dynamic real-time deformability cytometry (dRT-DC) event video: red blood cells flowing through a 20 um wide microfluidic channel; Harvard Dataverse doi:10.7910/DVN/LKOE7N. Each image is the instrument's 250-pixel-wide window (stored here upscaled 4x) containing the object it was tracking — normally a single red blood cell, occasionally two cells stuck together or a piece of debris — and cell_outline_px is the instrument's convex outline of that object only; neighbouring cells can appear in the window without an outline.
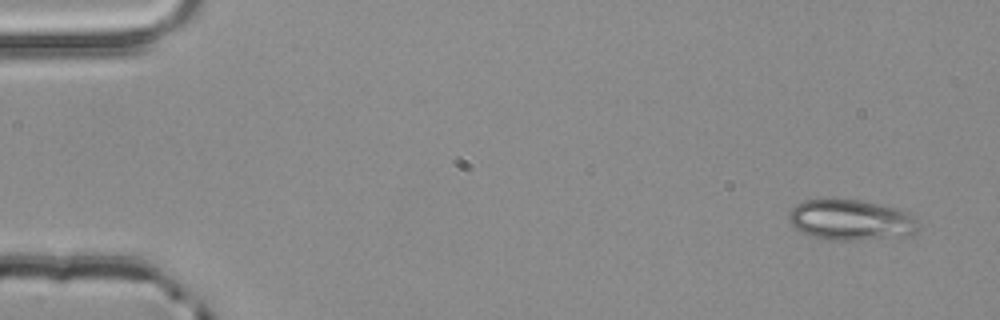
{"species": "common noctule bat (a hibernating species)", "species_latin": "Nyctalus noctula", "temperature_condition": "room temperature", "stored_images_in_passage": 4, "camera_frame_rate_fps": 3000, "um_per_image_px": 0.085, "animal": {"sex": "male", "body_mass_g": 20.4}, "frame": {"image": 1, "passage_image": 1, "time_ms": 0.0, "image_size_px": [1000, 320], "cell_outline_px": [[916, 232], [912, 236], [852, 240], [836, 240], [812, 236], [796, 228], [788, 220], [788, 212], [796, 204], [804, 200], [828, 196], [860, 200], [900, 208], [908, 212], [916, 228]], "centroid_in_image_um": [72.27, 18.65], "position_along_channel_um": 12.7, "area_um2": 31.1}}